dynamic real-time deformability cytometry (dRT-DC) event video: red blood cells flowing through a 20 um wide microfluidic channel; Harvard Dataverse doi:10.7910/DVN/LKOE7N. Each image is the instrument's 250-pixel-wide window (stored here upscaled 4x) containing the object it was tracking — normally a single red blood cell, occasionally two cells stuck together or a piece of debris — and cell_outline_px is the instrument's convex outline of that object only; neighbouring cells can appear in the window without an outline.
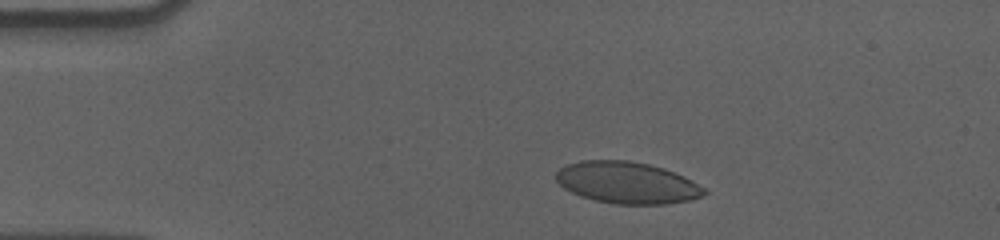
{"species": "human", "species_latin": "Homo sapiens", "temperature_condition": "cold", "stored_images_in_passage": 40, "camera_frame_rate_fps": 3000, "um_per_image_px": 0.085, "donor": {"sex": "male"}, "frame": {"image": 1, "passage_image": 3, "time_ms": 0.667, "image_size_px": [1000, 240], "cell_outline_px": [[708, 192], [700, 196], [688, 200], [664, 204], [616, 204], [596, 200], [580, 196], [564, 188], [556, 180], [556, 172], [560, 168], [568, 164], [580, 160], [628, 160], [648, 164], [664, 168], [684, 176], [704, 188]], "centroid_in_image_um": [53.28, 15.52], "position_along_channel_um": 31.7, "area_um2": 35.78}}
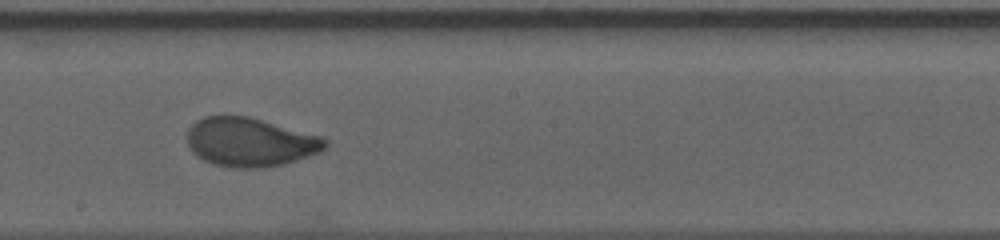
{"frame": {"image": 2, "passage_image": 24, "time_ms": 7.667, "image_size_px": [1000, 240], "cell_outline_px": [[328, 144], [320, 152], [284, 164], [260, 168], [236, 168], [216, 164], [204, 160], [196, 156], [188, 148], [188, 128], [196, 120], [204, 116], [248, 116], [320, 136], [328, 140]], "centroid_in_image_um": [21.23, 12.08], "position_along_channel_um": 227.0, "area_um2": 39.13}}
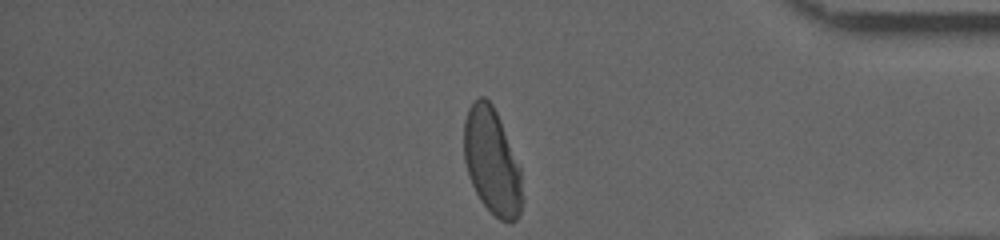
{"frame": {"image": 3, "passage_image": 40, "time_ms": 13.0, "image_size_px": [1000, 240], "cell_outline_px": [[524, 200], [520, 212], [516, 220], [500, 220], [480, 200], [468, 176], [464, 160], [464, 120], [468, 108], [480, 96], [484, 96], [492, 104], [496, 112], [520, 168]], "centroid_in_image_um": [41.81, 13.74], "position_along_channel_um": 393.4, "area_um2": 35.72}, "authors_computed_cell_mechanics": {"area_um2": 38.2925, "velocity_mm_per_s": 3.5728, "shape_relaxation_time_tau1_ms": 4.7249, "shape_relaxation_time_tau2_ms": null, "deformation_change_tau1": 0.1598, "deformation_change_tau2": null}}